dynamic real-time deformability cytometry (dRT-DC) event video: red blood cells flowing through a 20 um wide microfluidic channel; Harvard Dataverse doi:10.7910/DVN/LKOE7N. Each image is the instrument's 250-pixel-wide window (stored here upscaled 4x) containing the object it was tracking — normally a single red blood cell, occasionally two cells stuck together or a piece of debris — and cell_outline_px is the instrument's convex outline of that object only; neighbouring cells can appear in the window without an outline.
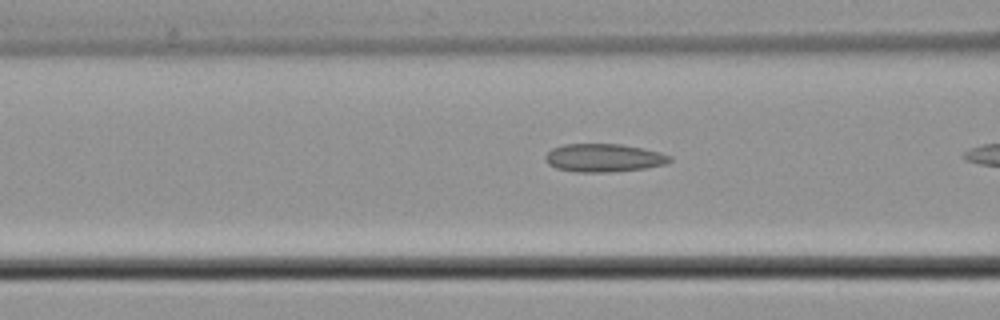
{"species": "common noctule bat (a hibernating species)", "species_latin": "Nyctalus noctula", "temperature_condition": "cold", "stored_images_in_passage": 6, "camera_frame_rate_fps": 3000, "um_per_image_px": 0.085, "animal": {"sex": "male", "body_mass_g": 21.5, "forearm_length_mm": 52.0}, "frame": {"image": 1, "passage_image": 5, "time_ms": 1.333, "image_size_px": [1000, 320], "cell_outline_px": [[672, 160], [664, 164], [644, 168], [608, 172], [576, 172], [556, 168], [548, 164], [544, 160], [544, 156], [552, 148], [564, 144], [620, 144], [644, 148], [660, 152], [672, 156]], "centroid_in_image_um": [51.3, 13.41], "position_along_channel_um": 115.3, "area_um2": 20.46}}